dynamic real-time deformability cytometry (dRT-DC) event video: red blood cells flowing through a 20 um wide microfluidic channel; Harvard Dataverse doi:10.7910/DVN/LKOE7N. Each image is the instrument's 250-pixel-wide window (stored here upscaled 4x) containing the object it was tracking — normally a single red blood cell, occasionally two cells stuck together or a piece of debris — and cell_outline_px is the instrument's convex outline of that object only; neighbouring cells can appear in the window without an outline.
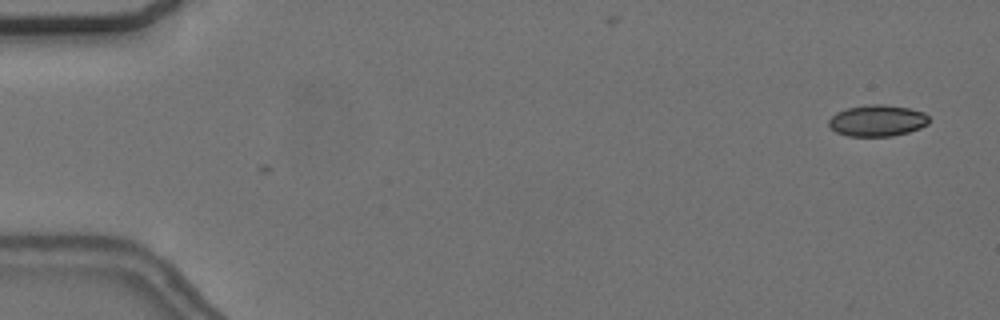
{"species": "common noctule bat (a hibernating species)", "species_latin": "Nyctalus noctula", "temperature_condition": "cold", "stored_images_in_passage": 2, "camera_frame_rate_fps": 3000, "um_per_image_px": 0.085, "animal": {"sex": "female", "body_mass_g": 24.6, "forearm_length_mm": 56.2}, "frame": {"image": 1, "passage_image": 1, "time_ms": 0.0, "image_size_px": [1000, 320], "cell_outline_px": [[928, 124], [920, 128], [908, 132], [892, 136], [848, 136], [836, 132], [828, 124], [828, 120], [836, 112], [848, 108], [872, 104], [884, 104], [908, 108], [924, 112], [928, 116]], "centroid_in_image_um": [74.57, 10.25], "position_along_channel_um": 10.4, "area_um2": 18.26}}